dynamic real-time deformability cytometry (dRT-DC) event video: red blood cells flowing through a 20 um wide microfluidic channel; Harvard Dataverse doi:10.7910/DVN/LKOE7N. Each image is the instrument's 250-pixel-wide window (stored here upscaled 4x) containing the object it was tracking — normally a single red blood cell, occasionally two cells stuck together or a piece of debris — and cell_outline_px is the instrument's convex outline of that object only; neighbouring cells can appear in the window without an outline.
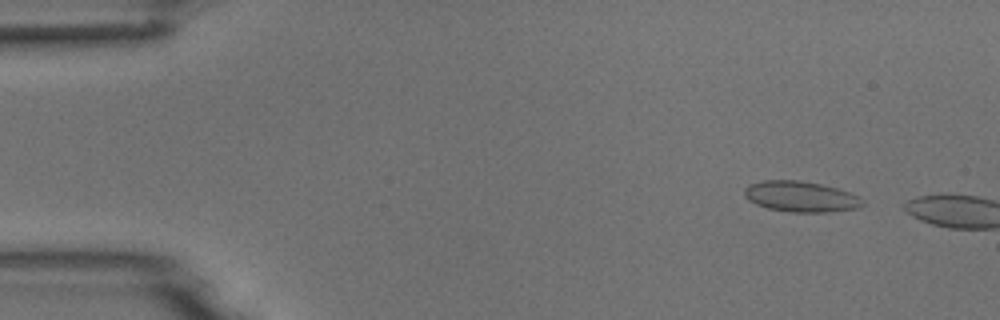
{"species": "common noctule bat (a hibernating species)", "species_latin": "Nyctalus noctula", "temperature_condition": "room temperature", "stored_images_in_passage": 7, "camera_frame_rate_fps": 3000, "um_per_image_px": 0.085, "animal": {"sex": "male", "body_mass_g": 18.8}, "frame": {"image": 1, "passage_image": 5, "time_ms": 1.333, "image_size_px": [1000, 320], "cell_outline_px": [[864, 204], [860, 208], [828, 212], [792, 212], [768, 208], [756, 204], [748, 200], [744, 196], [744, 188], [748, 184], [764, 180], [796, 180], [820, 184], [836, 188], [860, 196]], "centroid_in_image_um": [68.05, 16.71], "position_along_channel_um": 16.9, "area_um2": 21.15}}